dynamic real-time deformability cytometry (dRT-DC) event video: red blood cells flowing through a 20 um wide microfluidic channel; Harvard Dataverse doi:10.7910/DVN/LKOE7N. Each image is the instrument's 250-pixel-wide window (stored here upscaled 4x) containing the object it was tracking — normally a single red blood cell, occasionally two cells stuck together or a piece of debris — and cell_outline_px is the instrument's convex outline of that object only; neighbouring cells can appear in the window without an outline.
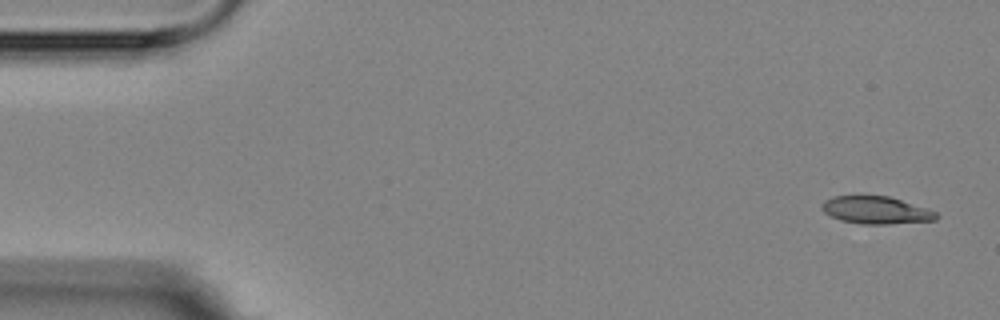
{"species": "Egyptian fruit bat (a non-hibernating species)", "species_latin": "Rousettus aegyptiacus", "temperature_condition": "room temperature", "stored_images_in_passage": 6, "camera_frame_rate_fps": 3000, "um_per_image_px": 0.085, "animal": {"sex": "female"}, "frame": {"image": 1, "passage_image": 1, "time_ms": 0.0, "image_size_px": [1000, 320], "cell_outline_px": [[940, 216], [936, 220], [888, 224], [864, 224], [840, 220], [824, 212], [820, 208], [820, 204], [824, 200], [832, 196], [888, 196], [928, 208], [936, 212]], "centroid_in_image_um": [74.46, 17.86], "position_along_channel_um": 10.5, "area_um2": 18.38}}
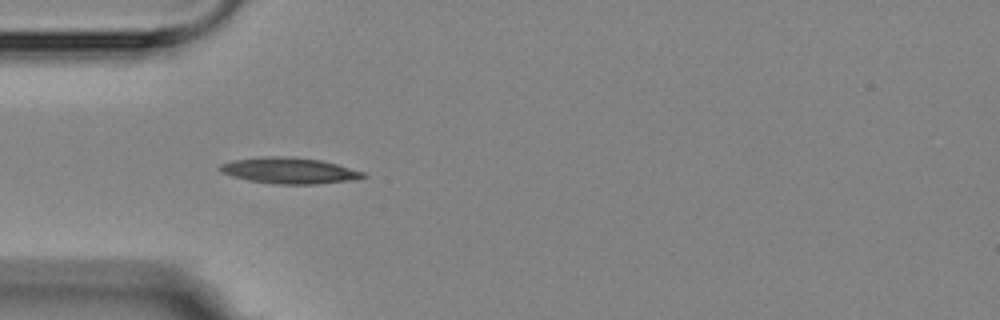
{"frame": {"image": 2, "passage_image": 5, "time_ms": 4.667, "image_size_px": [1000, 320], "cell_outline_px": [[368, 176], [348, 180], [316, 184], [276, 184], [248, 180], [232, 176], [220, 172], [216, 168], [220, 164], [232, 160], [264, 156], [284, 156], [320, 160], [336, 164], [364, 172]], "centroid_in_image_um": [24.51, 14.49], "position_along_channel_um": 60.5, "area_um2": 21.62}}
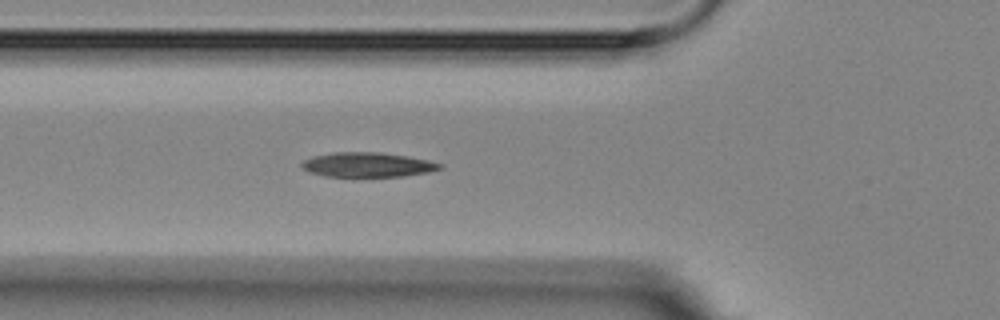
{"frame": {"image": 3, "passage_image": 6, "time_ms": 5.667, "image_size_px": [1000, 320], "cell_outline_px": [[444, 168], [428, 172], [404, 176], [324, 176], [308, 172], [300, 168], [300, 164], [304, 160], [312, 156], [332, 152], [380, 152], [428, 160], [444, 164]], "centroid_in_image_um": [31.21, 14.0], "position_along_channel_um": 94.6, "area_um2": 19.88}}